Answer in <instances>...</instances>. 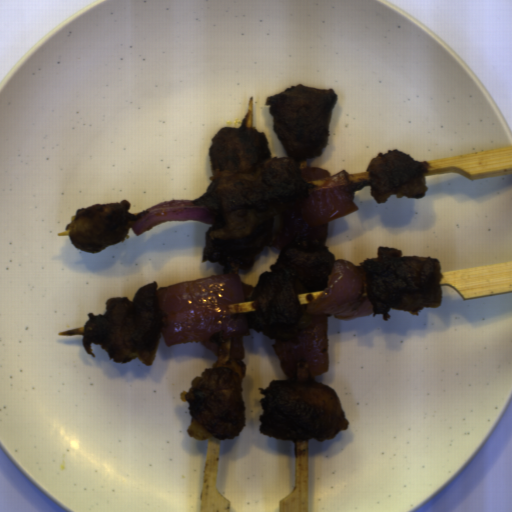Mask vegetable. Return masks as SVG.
<instances>
[{
  "mask_svg": "<svg viewBox=\"0 0 512 512\" xmlns=\"http://www.w3.org/2000/svg\"><path fill=\"white\" fill-rule=\"evenodd\" d=\"M255 286L236 273H223L156 289L164 344L200 341L213 354L244 359V336H250L248 314L256 311L247 295Z\"/></svg>",
  "mask_w": 512,
  "mask_h": 512,
  "instance_id": "1",
  "label": "vegetable"
},
{
  "mask_svg": "<svg viewBox=\"0 0 512 512\" xmlns=\"http://www.w3.org/2000/svg\"><path fill=\"white\" fill-rule=\"evenodd\" d=\"M296 297L299 306H306L310 323L293 339H275L272 347L284 375L316 377L329 371V317L350 320L373 313L367 269L348 260H335L325 289L296 293Z\"/></svg>",
  "mask_w": 512,
  "mask_h": 512,
  "instance_id": "2",
  "label": "vegetable"
},
{
  "mask_svg": "<svg viewBox=\"0 0 512 512\" xmlns=\"http://www.w3.org/2000/svg\"><path fill=\"white\" fill-rule=\"evenodd\" d=\"M308 193L288 214L279 215V226L272 242L278 250L292 240L315 239L325 242L328 222L358 210L347 173L336 175L320 167L300 169Z\"/></svg>",
  "mask_w": 512,
  "mask_h": 512,
  "instance_id": "3",
  "label": "vegetable"
},
{
  "mask_svg": "<svg viewBox=\"0 0 512 512\" xmlns=\"http://www.w3.org/2000/svg\"><path fill=\"white\" fill-rule=\"evenodd\" d=\"M195 200L173 199L152 206L131 221L135 235H139L159 222L197 220L209 225L216 223L217 213L204 205H195Z\"/></svg>",
  "mask_w": 512,
  "mask_h": 512,
  "instance_id": "4",
  "label": "vegetable"
}]
</instances>
